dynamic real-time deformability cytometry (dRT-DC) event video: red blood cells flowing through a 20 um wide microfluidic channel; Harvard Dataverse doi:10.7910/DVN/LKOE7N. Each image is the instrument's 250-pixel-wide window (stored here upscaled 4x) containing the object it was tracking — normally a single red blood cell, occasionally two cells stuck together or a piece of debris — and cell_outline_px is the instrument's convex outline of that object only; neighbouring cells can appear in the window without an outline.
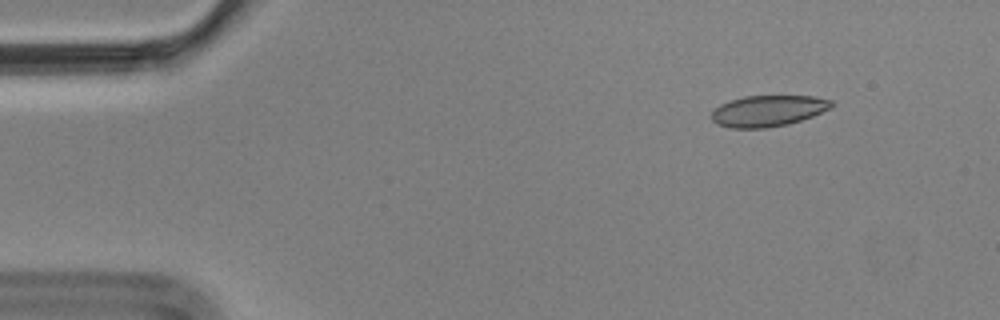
{"species": "Egyptian fruit bat (a non-hibernating species)", "species_latin": "Rousettus aegyptiacus", "temperature_condition": "cold", "stored_images_in_passage": 5, "camera_frame_rate_fps": 3000, "um_per_image_px": 0.085, "animal": {"sex": "male"}, "frame": {"image": 1, "passage_image": 2, "time_ms": 0.333, "image_size_px": [1000, 320], "cell_outline_px": [[836, 104], [832, 108], [812, 116], [788, 124], [764, 128], [732, 128], [716, 124], [712, 120], [712, 112], [720, 104], [744, 96], [816, 96], [832, 100]], "centroid_in_image_um": [65.32, 9.42], "position_along_channel_um": 19.7, "area_um2": 21.79}}